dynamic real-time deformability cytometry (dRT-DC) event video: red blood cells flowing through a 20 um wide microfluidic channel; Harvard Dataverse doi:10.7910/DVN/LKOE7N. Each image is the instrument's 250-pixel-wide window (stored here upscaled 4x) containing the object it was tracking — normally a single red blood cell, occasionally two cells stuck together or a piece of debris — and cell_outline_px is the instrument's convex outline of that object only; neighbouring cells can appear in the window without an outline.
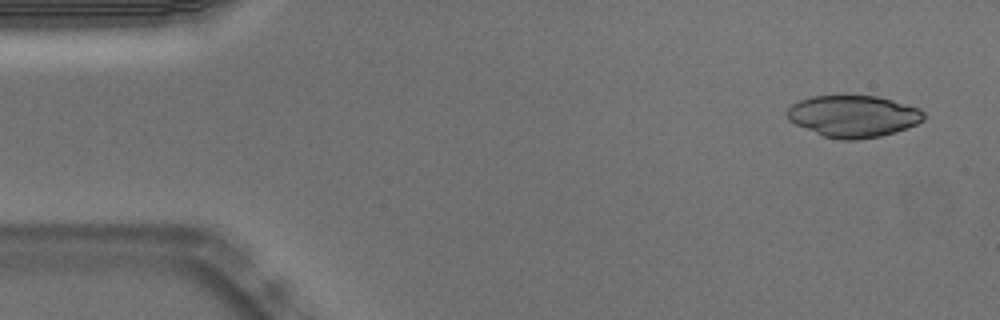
{"species": "Egyptian fruit bat (a non-hibernating species)", "species_latin": "Rousettus aegyptiacus", "temperature_condition": "warm", "stored_images_in_passage": 15, "camera_frame_rate_fps": 3000, "um_per_image_px": 0.085, "animal": {"sex": "male"}, "frame": {"image": 1, "passage_image": 3, "time_ms": 0.667, "image_size_px": [1000, 320], "cell_outline_px": [[924, 120], [916, 124], [880, 136], [856, 140], [840, 140], [824, 136], [796, 124], [788, 120], [784, 116], [788, 108], [792, 104], [800, 100], [812, 96], [876, 96], [892, 100], [920, 108], [924, 112]], "centroid_in_image_um": [72.5, 9.87], "position_along_channel_um": 12.5, "area_um2": 33.06}}